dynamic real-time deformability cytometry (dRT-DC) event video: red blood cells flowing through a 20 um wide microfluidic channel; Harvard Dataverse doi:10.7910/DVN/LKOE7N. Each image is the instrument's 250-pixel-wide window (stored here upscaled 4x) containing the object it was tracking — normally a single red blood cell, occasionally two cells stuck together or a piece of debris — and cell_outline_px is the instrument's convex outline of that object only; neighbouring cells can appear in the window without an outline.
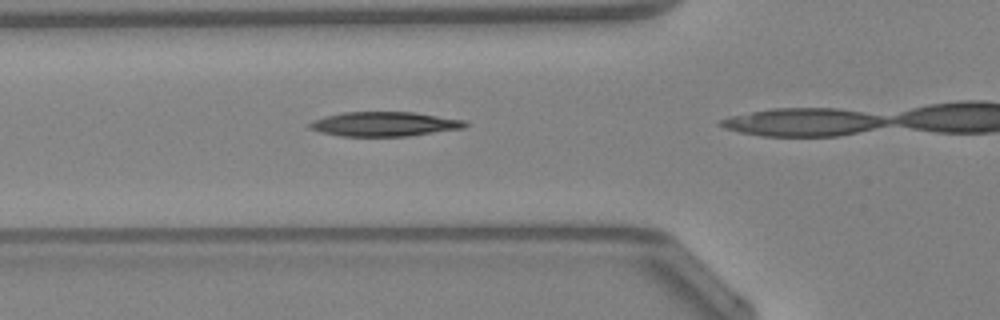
{"species": "Egyptian fruit bat (a non-hibernating species)", "species_latin": "Rousettus aegyptiacus", "temperature_condition": "warm", "stored_images_in_passage": 29, "camera_frame_rate_fps": 3000, "um_per_image_px": 0.085, "animal": {"sex": "female"}, "frame": {"image": 1, "passage_image": 9, "time_ms": 2.667, "image_size_px": [1000, 320], "cell_outline_px": [[468, 124], [464, 128], [408, 136], [340, 136], [320, 132], [308, 128], [308, 124], [312, 120], [324, 116], [344, 112], [412, 112], [464, 120]], "centroid_in_image_um": [32.62, 10.54], "position_along_channel_um": 93.2, "area_um2": 22.14}}